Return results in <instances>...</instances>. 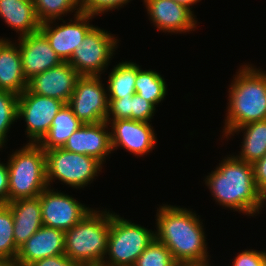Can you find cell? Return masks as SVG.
Returning a JSON list of instances; mask_svg holds the SVG:
<instances>
[{"label":"cell","mask_w":266,"mask_h":266,"mask_svg":"<svg viewBox=\"0 0 266 266\" xmlns=\"http://www.w3.org/2000/svg\"><path fill=\"white\" fill-rule=\"evenodd\" d=\"M108 100L107 123L111 120L131 119V97Z\"/></svg>","instance_id":"cell-32"},{"label":"cell","mask_w":266,"mask_h":266,"mask_svg":"<svg viewBox=\"0 0 266 266\" xmlns=\"http://www.w3.org/2000/svg\"><path fill=\"white\" fill-rule=\"evenodd\" d=\"M243 132V141L239 155L235 157L247 163L253 164L266 153V120L251 122L230 131L226 138L234 133ZM229 135V136H228Z\"/></svg>","instance_id":"cell-22"},{"label":"cell","mask_w":266,"mask_h":266,"mask_svg":"<svg viewBox=\"0 0 266 266\" xmlns=\"http://www.w3.org/2000/svg\"><path fill=\"white\" fill-rule=\"evenodd\" d=\"M46 179L51 188L53 180L58 179L76 189L90 184L102 170V163L97 159L62 147L45 151Z\"/></svg>","instance_id":"cell-7"},{"label":"cell","mask_w":266,"mask_h":266,"mask_svg":"<svg viewBox=\"0 0 266 266\" xmlns=\"http://www.w3.org/2000/svg\"><path fill=\"white\" fill-rule=\"evenodd\" d=\"M101 76H81L67 105L83 124L105 122L108 113V93Z\"/></svg>","instance_id":"cell-10"},{"label":"cell","mask_w":266,"mask_h":266,"mask_svg":"<svg viewBox=\"0 0 266 266\" xmlns=\"http://www.w3.org/2000/svg\"><path fill=\"white\" fill-rule=\"evenodd\" d=\"M206 177L205 184L219 205L248 216L259 214L262 208L252 164L229 155Z\"/></svg>","instance_id":"cell-2"},{"label":"cell","mask_w":266,"mask_h":266,"mask_svg":"<svg viewBox=\"0 0 266 266\" xmlns=\"http://www.w3.org/2000/svg\"><path fill=\"white\" fill-rule=\"evenodd\" d=\"M254 181L258 190L266 184V153L262 158L252 164Z\"/></svg>","instance_id":"cell-35"},{"label":"cell","mask_w":266,"mask_h":266,"mask_svg":"<svg viewBox=\"0 0 266 266\" xmlns=\"http://www.w3.org/2000/svg\"><path fill=\"white\" fill-rule=\"evenodd\" d=\"M266 260V251L244 250L235 256L233 266H260Z\"/></svg>","instance_id":"cell-33"},{"label":"cell","mask_w":266,"mask_h":266,"mask_svg":"<svg viewBox=\"0 0 266 266\" xmlns=\"http://www.w3.org/2000/svg\"><path fill=\"white\" fill-rule=\"evenodd\" d=\"M110 210L92 209L71 229L65 231V255L80 266H101L107 253Z\"/></svg>","instance_id":"cell-4"},{"label":"cell","mask_w":266,"mask_h":266,"mask_svg":"<svg viewBox=\"0 0 266 266\" xmlns=\"http://www.w3.org/2000/svg\"><path fill=\"white\" fill-rule=\"evenodd\" d=\"M131 0H79V8L81 13L93 16L101 15L110 10L118 9L126 5Z\"/></svg>","instance_id":"cell-30"},{"label":"cell","mask_w":266,"mask_h":266,"mask_svg":"<svg viewBox=\"0 0 266 266\" xmlns=\"http://www.w3.org/2000/svg\"><path fill=\"white\" fill-rule=\"evenodd\" d=\"M156 216V239L171 251L176 263L209 258L199 215L184 207L163 204L157 209Z\"/></svg>","instance_id":"cell-1"},{"label":"cell","mask_w":266,"mask_h":266,"mask_svg":"<svg viewBox=\"0 0 266 266\" xmlns=\"http://www.w3.org/2000/svg\"><path fill=\"white\" fill-rule=\"evenodd\" d=\"M144 5L157 30L178 34L197 27L196 16L173 0H144Z\"/></svg>","instance_id":"cell-17"},{"label":"cell","mask_w":266,"mask_h":266,"mask_svg":"<svg viewBox=\"0 0 266 266\" xmlns=\"http://www.w3.org/2000/svg\"><path fill=\"white\" fill-rule=\"evenodd\" d=\"M60 254H65V231L43 225L19 247L16 260L23 266H29Z\"/></svg>","instance_id":"cell-18"},{"label":"cell","mask_w":266,"mask_h":266,"mask_svg":"<svg viewBox=\"0 0 266 266\" xmlns=\"http://www.w3.org/2000/svg\"><path fill=\"white\" fill-rule=\"evenodd\" d=\"M37 17L41 23L51 20H63L62 15L69 12L81 13L79 0H33ZM78 7V8H77Z\"/></svg>","instance_id":"cell-27"},{"label":"cell","mask_w":266,"mask_h":266,"mask_svg":"<svg viewBox=\"0 0 266 266\" xmlns=\"http://www.w3.org/2000/svg\"><path fill=\"white\" fill-rule=\"evenodd\" d=\"M13 214V234L19 248L43 226L40 196L19 198L7 203Z\"/></svg>","instance_id":"cell-19"},{"label":"cell","mask_w":266,"mask_h":266,"mask_svg":"<svg viewBox=\"0 0 266 266\" xmlns=\"http://www.w3.org/2000/svg\"><path fill=\"white\" fill-rule=\"evenodd\" d=\"M156 107L137 93L131 97V119L141 122H151Z\"/></svg>","instance_id":"cell-31"},{"label":"cell","mask_w":266,"mask_h":266,"mask_svg":"<svg viewBox=\"0 0 266 266\" xmlns=\"http://www.w3.org/2000/svg\"><path fill=\"white\" fill-rule=\"evenodd\" d=\"M27 87L18 44L0 38V90L20 95Z\"/></svg>","instance_id":"cell-20"},{"label":"cell","mask_w":266,"mask_h":266,"mask_svg":"<svg viewBox=\"0 0 266 266\" xmlns=\"http://www.w3.org/2000/svg\"><path fill=\"white\" fill-rule=\"evenodd\" d=\"M0 17L19 38L39 32L41 26L33 0H0Z\"/></svg>","instance_id":"cell-21"},{"label":"cell","mask_w":266,"mask_h":266,"mask_svg":"<svg viewBox=\"0 0 266 266\" xmlns=\"http://www.w3.org/2000/svg\"><path fill=\"white\" fill-rule=\"evenodd\" d=\"M65 103L52 97L40 96L26 89L18 95L17 118L25 120L29 143L39 144L48 134L54 116Z\"/></svg>","instance_id":"cell-9"},{"label":"cell","mask_w":266,"mask_h":266,"mask_svg":"<svg viewBox=\"0 0 266 266\" xmlns=\"http://www.w3.org/2000/svg\"><path fill=\"white\" fill-rule=\"evenodd\" d=\"M0 266H23V265L15 259V260H0Z\"/></svg>","instance_id":"cell-39"},{"label":"cell","mask_w":266,"mask_h":266,"mask_svg":"<svg viewBox=\"0 0 266 266\" xmlns=\"http://www.w3.org/2000/svg\"><path fill=\"white\" fill-rule=\"evenodd\" d=\"M18 41L23 73L27 82L39 73L62 63L40 31L18 38Z\"/></svg>","instance_id":"cell-15"},{"label":"cell","mask_w":266,"mask_h":266,"mask_svg":"<svg viewBox=\"0 0 266 266\" xmlns=\"http://www.w3.org/2000/svg\"><path fill=\"white\" fill-rule=\"evenodd\" d=\"M8 202L38 197L47 187L45 150L27 143L10 155Z\"/></svg>","instance_id":"cell-5"},{"label":"cell","mask_w":266,"mask_h":266,"mask_svg":"<svg viewBox=\"0 0 266 266\" xmlns=\"http://www.w3.org/2000/svg\"><path fill=\"white\" fill-rule=\"evenodd\" d=\"M260 266H266V260Z\"/></svg>","instance_id":"cell-41"},{"label":"cell","mask_w":266,"mask_h":266,"mask_svg":"<svg viewBox=\"0 0 266 266\" xmlns=\"http://www.w3.org/2000/svg\"><path fill=\"white\" fill-rule=\"evenodd\" d=\"M80 77L68 62H62L30 79L27 89L31 93L56 98L67 104Z\"/></svg>","instance_id":"cell-14"},{"label":"cell","mask_w":266,"mask_h":266,"mask_svg":"<svg viewBox=\"0 0 266 266\" xmlns=\"http://www.w3.org/2000/svg\"><path fill=\"white\" fill-rule=\"evenodd\" d=\"M41 215L44 226L63 231L71 229L93 208L86 207L68 194L47 187L40 195Z\"/></svg>","instance_id":"cell-11"},{"label":"cell","mask_w":266,"mask_h":266,"mask_svg":"<svg viewBox=\"0 0 266 266\" xmlns=\"http://www.w3.org/2000/svg\"><path fill=\"white\" fill-rule=\"evenodd\" d=\"M117 38L94 26L85 36L68 63L81 76H101L118 47Z\"/></svg>","instance_id":"cell-8"},{"label":"cell","mask_w":266,"mask_h":266,"mask_svg":"<svg viewBox=\"0 0 266 266\" xmlns=\"http://www.w3.org/2000/svg\"><path fill=\"white\" fill-rule=\"evenodd\" d=\"M95 16L85 13L74 15V20H69L61 25H52L55 20L41 23L39 31L49 41L51 48L56 52L62 62H68L73 52L79 48L86 34L94 27L90 20ZM54 26V27H53Z\"/></svg>","instance_id":"cell-12"},{"label":"cell","mask_w":266,"mask_h":266,"mask_svg":"<svg viewBox=\"0 0 266 266\" xmlns=\"http://www.w3.org/2000/svg\"><path fill=\"white\" fill-rule=\"evenodd\" d=\"M171 251L157 239L138 257L134 266H175Z\"/></svg>","instance_id":"cell-29"},{"label":"cell","mask_w":266,"mask_h":266,"mask_svg":"<svg viewBox=\"0 0 266 266\" xmlns=\"http://www.w3.org/2000/svg\"><path fill=\"white\" fill-rule=\"evenodd\" d=\"M175 266H211L209 259L202 261L177 262Z\"/></svg>","instance_id":"cell-37"},{"label":"cell","mask_w":266,"mask_h":266,"mask_svg":"<svg viewBox=\"0 0 266 266\" xmlns=\"http://www.w3.org/2000/svg\"><path fill=\"white\" fill-rule=\"evenodd\" d=\"M29 266H80L77 262L71 260L65 254L55 255L38 260Z\"/></svg>","instance_id":"cell-34"},{"label":"cell","mask_w":266,"mask_h":266,"mask_svg":"<svg viewBox=\"0 0 266 266\" xmlns=\"http://www.w3.org/2000/svg\"><path fill=\"white\" fill-rule=\"evenodd\" d=\"M228 91L223 137L242 125L266 120V72L241 65Z\"/></svg>","instance_id":"cell-3"},{"label":"cell","mask_w":266,"mask_h":266,"mask_svg":"<svg viewBox=\"0 0 266 266\" xmlns=\"http://www.w3.org/2000/svg\"><path fill=\"white\" fill-rule=\"evenodd\" d=\"M83 123L74 115L71 108L64 104L54 116L48 134L39 145L46 151L53 148H60L66 143L68 138Z\"/></svg>","instance_id":"cell-23"},{"label":"cell","mask_w":266,"mask_h":266,"mask_svg":"<svg viewBox=\"0 0 266 266\" xmlns=\"http://www.w3.org/2000/svg\"><path fill=\"white\" fill-rule=\"evenodd\" d=\"M137 64L134 62H120L109 74L107 82L108 99L132 97L135 91Z\"/></svg>","instance_id":"cell-24"},{"label":"cell","mask_w":266,"mask_h":266,"mask_svg":"<svg viewBox=\"0 0 266 266\" xmlns=\"http://www.w3.org/2000/svg\"><path fill=\"white\" fill-rule=\"evenodd\" d=\"M155 239L154 231L132 223L113 212L111 213L107 253L101 266H133Z\"/></svg>","instance_id":"cell-6"},{"label":"cell","mask_w":266,"mask_h":266,"mask_svg":"<svg viewBox=\"0 0 266 266\" xmlns=\"http://www.w3.org/2000/svg\"><path fill=\"white\" fill-rule=\"evenodd\" d=\"M111 145L112 150L123 147L133 155L144 156L154 150L157 143L156 134L149 122L135 121L132 119L111 120Z\"/></svg>","instance_id":"cell-13"},{"label":"cell","mask_w":266,"mask_h":266,"mask_svg":"<svg viewBox=\"0 0 266 266\" xmlns=\"http://www.w3.org/2000/svg\"><path fill=\"white\" fill-rule=\"evenodd\" d=\"M5 164L0 163V203H8L9 170Z\"/></svg>","instance_id":"cell-36"},{"label":"cell","mask_w":266,"mask_h":266,"mask_svg":"<svg viewBox=\"0 0 266 266\" xmlns=\"http://www.w3.org/2000/svg\"><path fill=\"white\" fill-rule=\"evenodd\" d=\"M108 123L82 124L68 138L63 149L83 155L91 156L102 164L111 153V136ZM109 131V132H108Z\"/></svg>","instance_id":"cell-16"},{"label":"cell","mask_w":266,"mask_h":266,"mask_svg":"<svg viewBox=\"0 0 266 266\" xmlns=\"http://www.w3.org/2000/svg\"><path fill=\"white\" fill-rule=\"evenodd\" d=\"M135 91L140 97L156 106L167 94L165 79L158 72L143 70L137 65Z\"/></svg>","instance_id":"cell-25"},{"label":"cell","mask_w":266,"mask_h":266,"mask_svg":"<svg viewBox=\"0 0 266 266\" xmlns=\"http://www.w3.org/2000/svg\"><path fill=\"white\" fill-rule=\"evenodd\" d=\"M177 4H180L182 6H185L187 9H189L192 13V5H195L197 2H200L201 0H173ZM191 6V7H190Z\"/></svg>","instance_id":"cell-38"},{"label":"cell","mask_w":266,"mask_h":266,"mask_svg":"<svg viewBox=\"0 0 266 266\" xmlns=\"http://www.w3.org/2000/svg\"><path fill=\"white\" fill-rule=\"evenodd\" d=\"M259 200L261 207H263L264 202H266V184L259 190Z\"/></svg>","instance_id":"cell-40"},{"label":"cell","mask_w":266,"mask_h":266,"mask_svg":"<svg viewBox=\"0 0 266 266\" xmlns=\"http://www.w3.org/2000/svg\"><path fill=\"white\" fill-rule=\"evenodd\" d=\"M18 95L15 93L0 90V148L5 146L7 132L17 118Z\"/></svg>","instance_id":"cell-28"},{"label":"cell","mask_w":266,"mask_h":266,"mask_svg":"<svg viewBox=\"0 0 266 266\" xmlns=\"http://www.w3.org/2000/svg\"><path fill=\"white\" fill-rule=\"evenodd\" d=\"M13 214L7 203H0V260H15L19 251L14 241Z\"/></svg>","instance_id":"cell-26"}]
</instances>
